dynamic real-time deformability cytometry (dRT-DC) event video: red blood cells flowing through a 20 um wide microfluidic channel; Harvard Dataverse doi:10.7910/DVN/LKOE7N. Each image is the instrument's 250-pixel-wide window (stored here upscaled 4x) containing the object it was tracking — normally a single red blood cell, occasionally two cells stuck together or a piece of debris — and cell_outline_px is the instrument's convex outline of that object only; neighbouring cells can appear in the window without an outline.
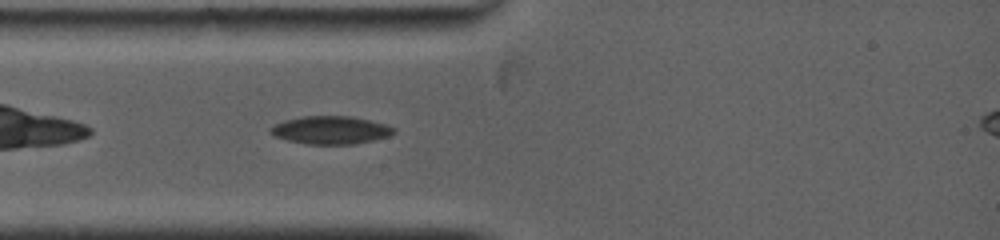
{"species": "common noctule bat (a hibernating species)", "species_latin": "Nyctalus noctula", "temperature_condition": "warm", "stored_images_in_passage": 5, "camera_frame_rate_fps": 5000, "um_per_image_px": 0.085, "animal": {"sex": "female", "body_mass_g": 19.0, "forearm_length_mm": 53.3}, "frame": {"image": 1, "passage_image": 3, "time_ms": 1.0, "image_size_px": [1000, 240], "cell_outline_px": [[396, 132], [388, 136], [356, 144], [308, 144], [288, 140], [272, 136], [268, 132], [268, 128], [284, 120], [300, 116], [352, 116], [384, 124], [396, 128]], "centroid_in_image_um": [28.06, 11.05], "position_along_channel_um": 56.9, "area_um2": 20.17}}
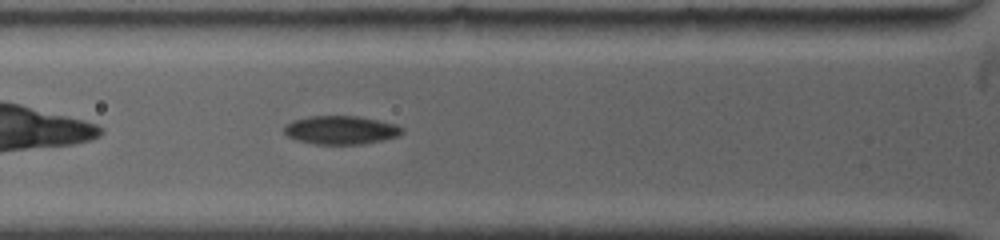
{"frame": {"image": 2, "passage_image": 5, "time_ms": 2.0, "image_size_px": [1000, 240], "cell_outline_px": [[404, 132], [396, 136], [364, 144], [312, 144], [296, 140], [288, 136], [284, 132], [284, 124], [292, 120], [308, 116], [356, 116], [396, 124], [404, 128]], "centroid_in_image_um": [28.92, 11.05], "position_along_channel_um": 96.9, "area_um2": 19.59}}